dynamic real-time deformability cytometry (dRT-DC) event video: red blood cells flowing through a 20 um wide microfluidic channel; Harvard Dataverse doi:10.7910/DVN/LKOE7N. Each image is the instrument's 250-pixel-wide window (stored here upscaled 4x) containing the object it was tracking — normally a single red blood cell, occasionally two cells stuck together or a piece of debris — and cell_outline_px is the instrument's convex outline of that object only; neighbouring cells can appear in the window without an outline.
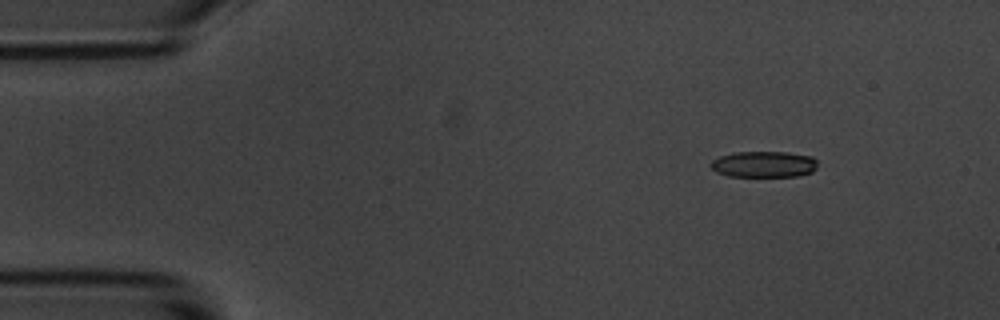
{"species": "common noctule bat (a hibernating species)", "species_latin": "Nyctalus noctula", "temperature_condition": "room temperature", "stored_images_in_passage": 4, "camera_frame_rate_fps": 3000, "um_per_image_px": 0.085, "animal": {"sex": "male", "body_mass_g": 20.1, "forearm_length_mm": 53.5}, "frame": {"image": 1, "passage_image": 1, "time_ms": 0.0, "image_size_px": [1000, 320], "cell_outline_px": [[816, 168], [812, 172], [796, 176], [728, 176], [716, 172], [708, 164], [712, 160], [720, 156], [736, 152], [788, 152], [812, 156], [816, 160]], "centroid_in_image_um": [64.91, 13.96], "position_along_channel_um": 20.1, "area_um2": 16.3}}
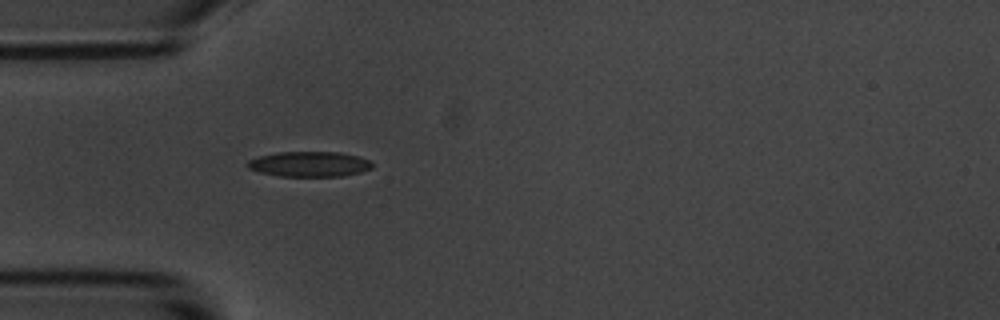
{"frame": {"image": 2, "passage_image": 4, "time_ms": 3.333, "image_size_px": [1000, 320], "cell_outline_px": [[372, 168], [360, 172], [344, 176], [280, 176], [260, 172], [248, 168], [244, 164], [248, 160], [256, 156], [276, 152], [340, 152], [360, 156], [372, 160]], "centroid_in_image_um": [26.29, 13.94], "position_along_channel_um": 58.7, "area_um2": 18.61}}